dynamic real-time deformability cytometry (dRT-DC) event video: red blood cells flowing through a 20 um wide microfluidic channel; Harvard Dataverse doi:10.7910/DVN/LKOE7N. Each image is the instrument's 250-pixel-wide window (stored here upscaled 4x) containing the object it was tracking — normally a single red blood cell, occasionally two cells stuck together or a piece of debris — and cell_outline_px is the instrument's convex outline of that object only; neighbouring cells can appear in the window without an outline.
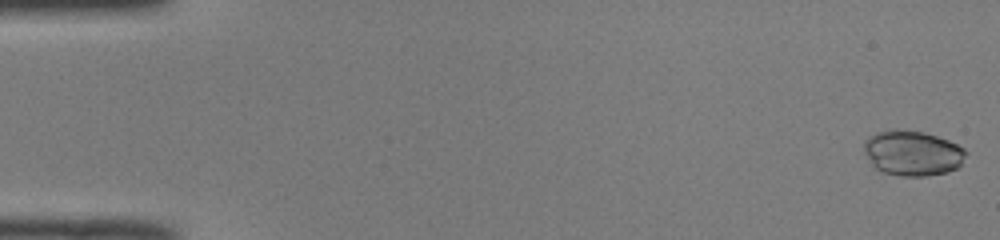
{"species": "common noctule bat (a hibernating species)", "species_latin": "Nyctalus noctula", "temperature_condition": "room temperature", "stored_images_in_passage": 50, "camera_frame_rate_fps": 3000, "um_per_image_px": 0.085, "animal": {"sex": "male", "body_mass_g": 19.0, "forearm_length_mm": 50.8}, "frame": {"image": 1, "passage_image": 1, "time_ms": 0.0, "image_size_px": [1000, 240], "cell_outline_px": [[968, 152], [960, 164], [956, 168], [948, 172], [924, 176], [900, 176], [884, 172], [872, 168], [864, 152], [864, 140], [868, 136], [876, 132], [892, 128], [896, 128], [924, 132], [948, 140], [964, 148]], "centroid_in_image_um": [77.51, 13.0], "position_along_channel_um": 7.5, "area_um2": 27.22}}
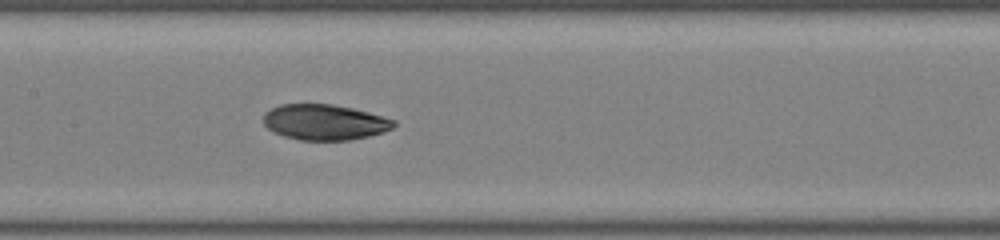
{"frame": {"image": 2, "passage_image": 25, "time_ms": 8.0, "image_size_px": [1000, 240], "cell_outline_px": [[396, 124], [392, 128], [384, 132], [368, 136], [348, 140], [300, 140], [284, 136], [272, 132], [264, 124], [264, 112], [280, 104], [332, 104], [352, 108], [368, 112], [396, 120]], "centroid_in_image_um": [27.58, 10.38], "position_along_channel_um": 179.8, "area_um2": 27.05}}
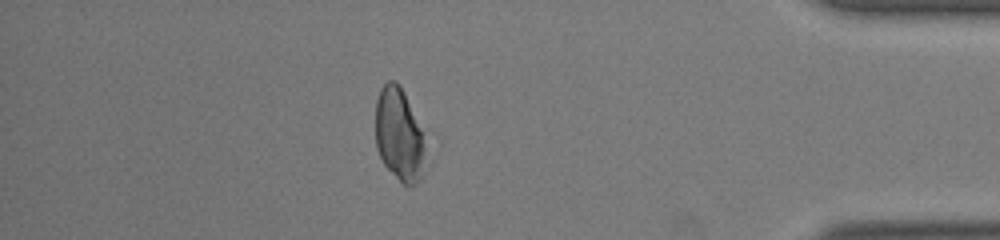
{"frame": {"image": 3, "passage_image": 44, "time_ms": 14.333, "image_size_px": [1000, 240], "cell_outline_px": [[432, 136], [420, 180], [416, 184], [404, 184], [384, 164], [376, 148], [376, 100], [380, 88], [388, 80], [396, 80], [400, 84], [432, 132]], "centroid_in_image_um": [34.09, 11.35], "position_along_channel_um": 401.1, "area_um2": 29.54}, "authors_computed_cell_mechanics": {"area_um2": 28.0041, "velocity_mm_per_s": 4.0827, "shape_relaxation_time_tau1_ms": 4.8972, "shape_relaxation_time_tau2_ms": null, "deformation_change_tau1": 0.0837, "deformation_change_tau2": null}}